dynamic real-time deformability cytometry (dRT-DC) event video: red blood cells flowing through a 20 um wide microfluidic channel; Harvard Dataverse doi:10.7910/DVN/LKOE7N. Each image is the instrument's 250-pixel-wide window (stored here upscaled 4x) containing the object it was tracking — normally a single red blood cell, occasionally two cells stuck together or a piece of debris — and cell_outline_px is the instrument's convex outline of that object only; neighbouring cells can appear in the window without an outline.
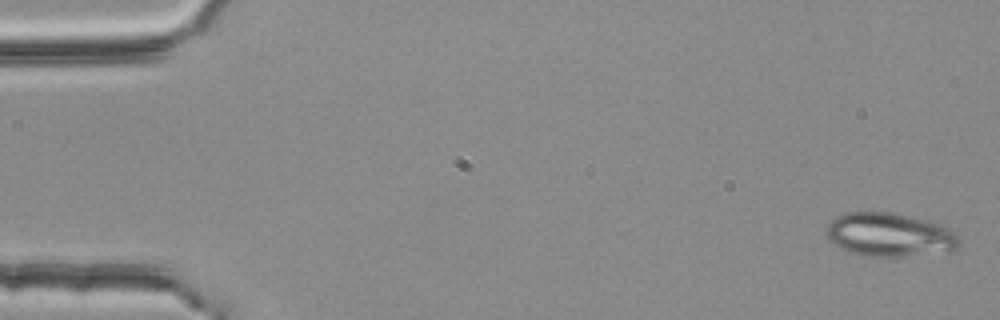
{"species": "common noctule bat (a hibernating species)", "species_latin": "Nyctalus noctula", "temperature_condition": "room temperature", "stored_images_in_passage": 5, "segment_of_instrument_passage": [1, 2], "camera_frame_rate_fps": 3000, "um_per_image_px": 0.085, "animal": {"sex": "female", "body_mass_g": 25.1}, "frame": {"image": 1, "passage_image": 1, "time_ms": 0.0, "image_size_px": [1000, 320], "cell_outline_px": [[960, 244], [956, 248], [904, 256], [864, 256], [848, 252], [840, 248], [828, 236], [828, 224], [836, 216], [844, 212], [888, 212], [908, 216], [940, 224], [956, 232], [960, 236]], "centroid_in_image_um": [75.6, 19.94], "position_along_channel_um": 9.4, "area_um2": 33.18}}